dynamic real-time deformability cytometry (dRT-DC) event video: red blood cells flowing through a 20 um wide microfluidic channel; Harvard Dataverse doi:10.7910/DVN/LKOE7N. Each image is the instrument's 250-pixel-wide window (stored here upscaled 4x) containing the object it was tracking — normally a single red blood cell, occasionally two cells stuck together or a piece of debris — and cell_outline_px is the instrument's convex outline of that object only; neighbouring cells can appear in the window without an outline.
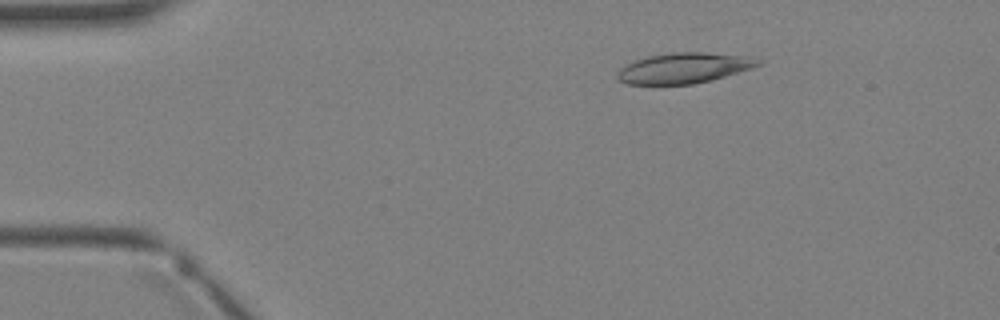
{"species": "Egyptian fruit bat (a non-hibernating species)", "species_latin": "Rousettus aegyptiacus", "temperature_condition": "warm", "stored_images_in_passage": 3, "camera_frame_rate_fps": 3000, "um_per_image_px": 0.085, "animal": {"sex": "female"}, "frame": {"image": 1, "passage_image": 2, "time_ms": 1.333, "image_size_px": [1000, 320], "cell_outline_px": [[764, 60], [760, 64], [752, 68], [712, 80], [692, 84], [628, 84], [620, 80], [616, 76], [620, 68], [636, 60], [648, 56], [672, 52], [704, 52], [752, 56]], "centroid_in_image_um": [58.2, 5.77], "position_along_channel_um": 26.8, "area_um2": 25.03}}